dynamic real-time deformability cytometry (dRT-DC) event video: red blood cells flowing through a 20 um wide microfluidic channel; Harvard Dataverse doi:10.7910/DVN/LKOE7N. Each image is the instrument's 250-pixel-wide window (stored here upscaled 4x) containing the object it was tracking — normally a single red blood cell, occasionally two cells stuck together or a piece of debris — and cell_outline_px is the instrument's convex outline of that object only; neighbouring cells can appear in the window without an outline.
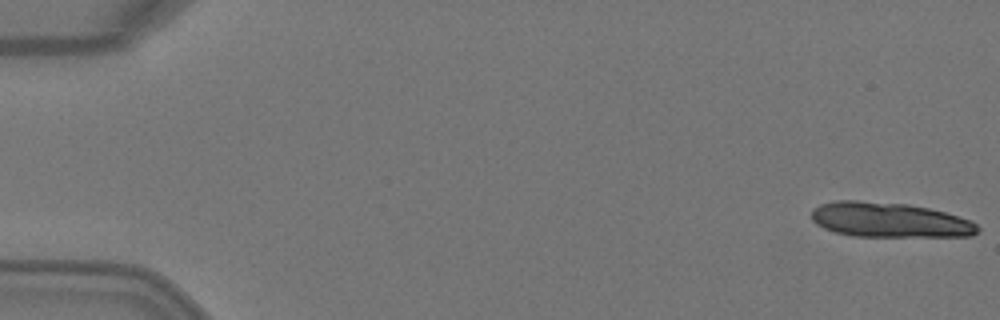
{"species": "Egyptian fruit bat (a non-hibernating species)", "species_latin": "Rousettus aegyptiacus", "temperature_condition": "warm", "stored_images_in_passage": 5, "camera_frame_rate_fps": 3000, "um_per_image_px": 0.085, "animal": {"sex": "female"}, "frame": {"image": 1, "passage_image": 1, "time_ms": 0.0, "image_size_px": [1000, 320], "cell_outline_px": [[980, 232], [972, 236], [852, 236], [836, 232], [824, 228], [816, 224], [812, 220], [812, 208], [820, 204], [836, 200], [856, 200], [908, 204], [928, 208], [944, 212], [968, 220], [976, 224], [980, 228]], "centroid_in_image_um": [75.58, 18.69], "position_along_channel_um": 9.4, "area_um2": 33.7}}